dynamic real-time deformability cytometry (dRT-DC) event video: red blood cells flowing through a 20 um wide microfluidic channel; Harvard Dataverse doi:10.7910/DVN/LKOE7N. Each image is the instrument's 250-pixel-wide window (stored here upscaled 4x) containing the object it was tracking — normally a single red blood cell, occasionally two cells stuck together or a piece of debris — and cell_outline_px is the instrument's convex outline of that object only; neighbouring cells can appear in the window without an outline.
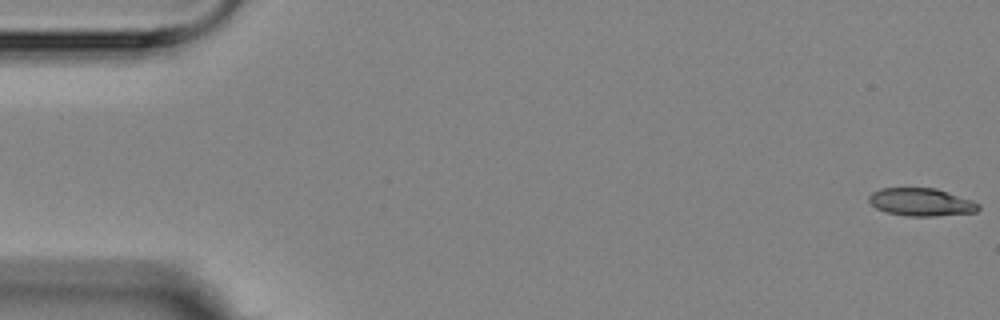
{"species": "Egyptian fruit bat (a non-hibernating species)", "species_latin": "Rousettus aegyptiacus", "temperature_condition": "room temperature", "stored_images_in_passage": 6, "camera_frame_rate_fps": 3000, "um_per_image_px": 0.085, "animal": {"sex": "female"}, "frame": {"image": 1, "passage_image": 1, "time_ms": 0.0, "image_size_px": [1000, 320], "cell_outline_px": [[980, 208], [976, 212], [932, 216], [908, 216], [888, 212], [876, 208], [868, 200], [868, 196], [872, 192], [880, 188], [936, 188], [972, 200], [980, 204]], "centroid_in_image_um": [78.3, 17.17], "position_along_channel_um": 6.7, "area_um2": 17.69}}
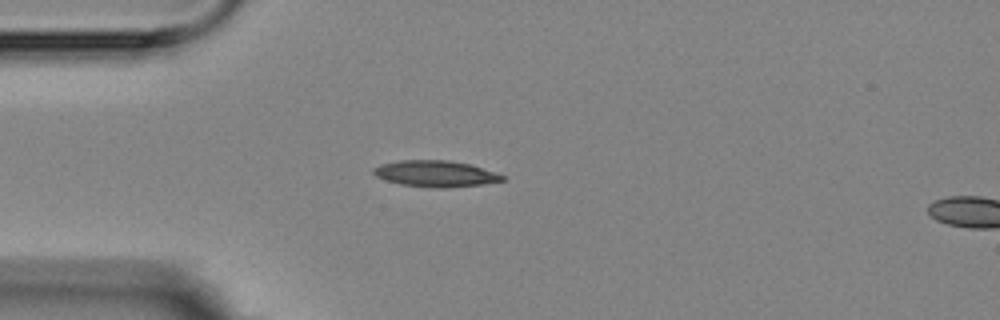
{"frame": {"image": 2, "passage_image": 5, "time_ms": 4.667, "image_size_px": [1000, 320], "cell_outline_px": [[504, 180], [480, 184], [440, 188], [400, 184], [376, 176], [372, 172], [372, 168], [380, 164], [400, 160], [448, 160], [468, 164], [504, 176]], "centroid_in_image_um": [36.94, 14.75], "position_along_channel_um": 48.1, "area_um2": 19.19}}